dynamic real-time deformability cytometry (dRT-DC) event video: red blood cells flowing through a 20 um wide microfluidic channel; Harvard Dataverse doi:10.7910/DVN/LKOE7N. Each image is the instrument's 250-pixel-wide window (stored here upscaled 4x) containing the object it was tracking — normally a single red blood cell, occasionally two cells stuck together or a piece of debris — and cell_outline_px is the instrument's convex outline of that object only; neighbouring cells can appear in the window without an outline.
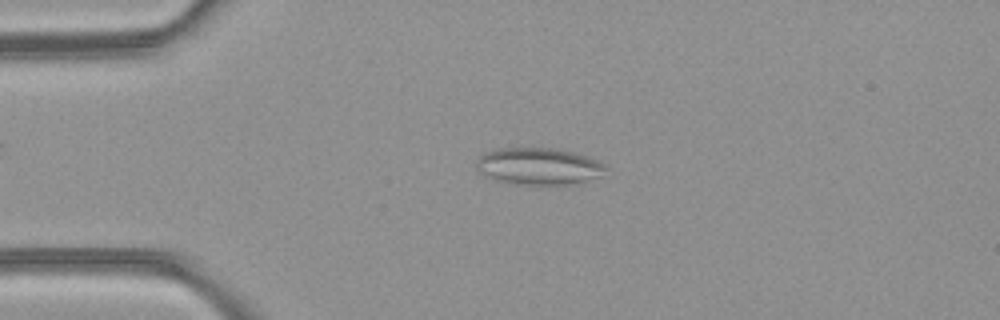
{"species": "common noctule bat (a hibernating species)", "species_latin": "Nyctalus noctula", "temperature_condition": "room temperature", "stored_images_in_passage": 5, "camera_frame_rate_fps": 3000, "um_per_image_px": 0.085, "animal": {"sex": "female", "body_mass_g": 21.9}, "frame": {"image": 1, "passage_image": 4, "time_ms": 3.333, "image_size_px": [1000, 320], "cell_outline_px": [[608, 168], [600, 176], [584, 180], [564, 184], [516, 184], [496, 180], [484, 176], [476, 168], [476, 160], [480, 156], [496, 148], [552, 148], [572, 152], [596, 160], [604, 164]], "centroid_in_image_um": [45.73, 14.12], "position_along_channel_um": 39.3, "area_um2": 27.4}}